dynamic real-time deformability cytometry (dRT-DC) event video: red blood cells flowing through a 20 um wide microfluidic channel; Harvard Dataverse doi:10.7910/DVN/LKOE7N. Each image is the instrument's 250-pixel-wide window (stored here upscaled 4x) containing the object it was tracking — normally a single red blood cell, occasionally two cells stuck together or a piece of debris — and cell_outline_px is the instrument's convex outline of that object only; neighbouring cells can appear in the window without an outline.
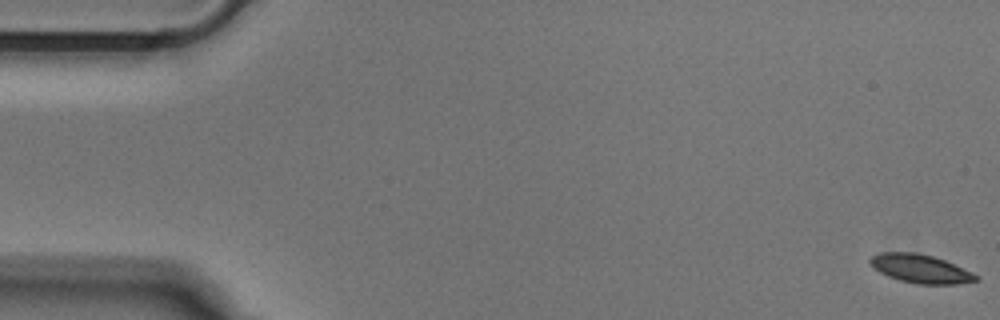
{"species": "Egyptian fruit bat (a non-hibernating species)", "species_latin": "Rousettus aegyptiacus", "temperature_condition": "cold", "stored_images_in_passage": 53, "camera_frame_rate_fps": 3000, "um_per_image_px": 0.085, "animal": {"sex": "male"}, "frame": {"image": 1, "passage_image": 1, "time_ms": 0.0, "image_size_px": [1000, 320], "cell_outline_px": [[976, 280], [960, 284], [916, 284], [900, 280], [888, 276], [872, 268], [868, 264], [868, 260], [872, 256], [880, 252], [916, 252], [932, 256], [944, 260], [976, 276]], "centroid_in_image_um": [78.12, 22.83], "position_along_channel_um": 6.9, "area_um2": 17.34}}
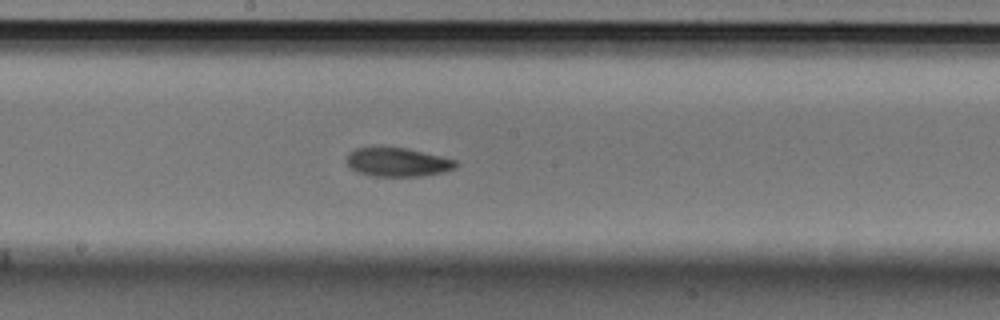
{"frame": {"image": 2, "passage_image": 28, "time_ms": 9.0, "image_size_px": [1000, 320], "cell_outline_px": [[460, 164], [456, 168], [444, 172], [420, 176], [372, 176], [356, 172], [348, 168], [348, 152], [356, 148], [372, 144], [408, 148], [456, 160]], "centroid_in_image_um": [33.75, 13.74], "position_along_channel_um": 214.5, "area_um2": 19.07}}
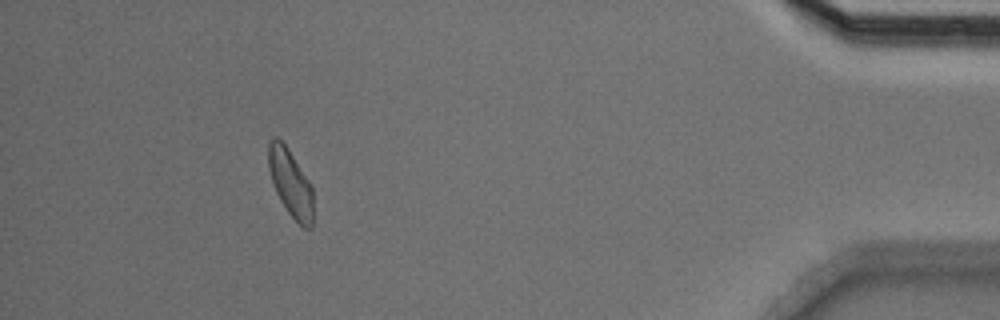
{"frame": {"image": 3, "passage_image": 48, "time_ms": 15.667, "image_size_px": [1000, 320], "cell_outline_px": [[312, 228], [304, 228], [288, 212], [280, 200], [276, 192], [268, 168], [268, 144], [276, 136], [288, 148], [308, 180], [312, 188]], "centroid_in_image_um": [24.68, 15.55], "position_along_channel_um": 410.5, "area_um2": 17.17}}